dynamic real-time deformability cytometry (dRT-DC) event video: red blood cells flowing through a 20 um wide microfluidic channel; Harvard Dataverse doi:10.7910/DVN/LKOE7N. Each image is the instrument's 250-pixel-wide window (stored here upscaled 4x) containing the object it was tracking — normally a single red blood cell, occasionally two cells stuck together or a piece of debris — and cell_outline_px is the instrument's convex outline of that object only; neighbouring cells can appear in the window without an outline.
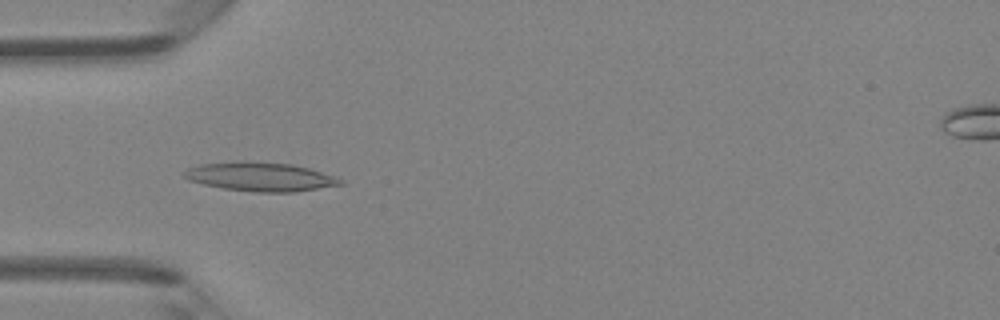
{"species": "Egyptian fruit bat (a non-hibernating species)", "species_latin": "Rousettus aegyptiacus", "temperature_condition": "room temperature", "stored_images_in_passage": 46, "camera_frame_rate_fps": 3000, "um_per_image_px": 0.085, "animal": {"sex": "female"}, "frame": {"image": 1, "passage_image": 14, "time_ms": 4.333, "image_size_px": [1000, 320], "cell_outline_px": [[344, 184], [296, 192], [256, 192], [224, 188], [204, 184], [188, 180], [180, 172], [188, 168], [200, 164], [240, 160], [244, 160], [292, 164], [308, 168], [336, 176], [344, 180]], "centroid_in_image_um": [22.13, 15.01], "position_along_channel_um": 62.9, "area_um2": 26.59}}
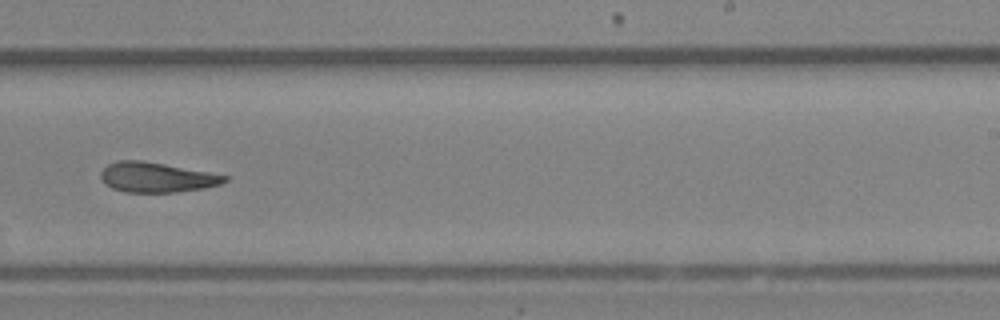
{"frame": {"image": 2, "passage_image": 29, "time_ms": 9.333, "image_size_px": [1000, 320], "cell_outline_px": [[228, 180], [220, 184], [204, 188], [176, 192], [124, 192], [112, 188], [104, 184], [100, 176], [100, 172], [108, 164], [116, 160], [144, 160], [208, 172], [228, 176]], "centroid_in_image_um": [13.27, 15.07], "position_along_channel_um": 275.7, "area_um2": 21.68}}
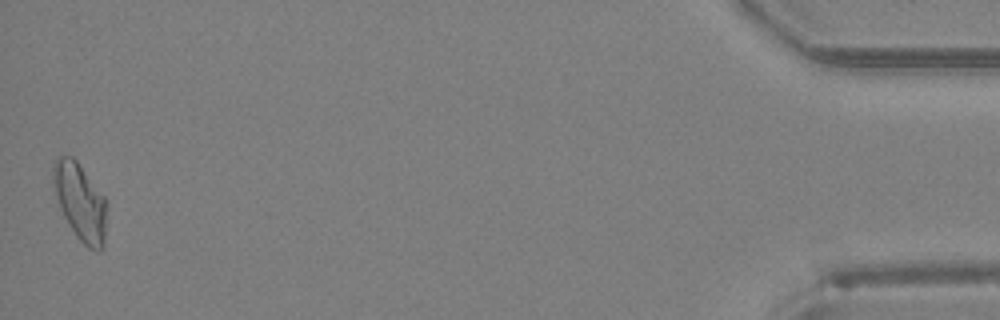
{"frame": {"image": 3, "passage_image": 46, "time_ms": 15.0, "image_size_px": [1000, 320], "cell_outline_px": [[104, 248], [100, 252], [96, 252], [88, 248], [76, 236], [68, 224], [60, 208], [56, 196], [52, 180], [52, 164], [60, 156], [72, 156], [76, 160], [104, 196]], "centroid_in_image_um": [6.78, 17.16], "position_along_channel_um": 428.4, "area_um2": 23.64}, "authors_computed_cell_mechanics": {"area_um2": 22.5709, "velocity_mm_per_s": 4.3072, "shape_relaxation_time_tau1_ms": 5.992, "shape_relaxation_time_tau2_ms": 4.272, "deformation_change_tau1": 0.2075, "deformation_change_tau2": 0.1565}}